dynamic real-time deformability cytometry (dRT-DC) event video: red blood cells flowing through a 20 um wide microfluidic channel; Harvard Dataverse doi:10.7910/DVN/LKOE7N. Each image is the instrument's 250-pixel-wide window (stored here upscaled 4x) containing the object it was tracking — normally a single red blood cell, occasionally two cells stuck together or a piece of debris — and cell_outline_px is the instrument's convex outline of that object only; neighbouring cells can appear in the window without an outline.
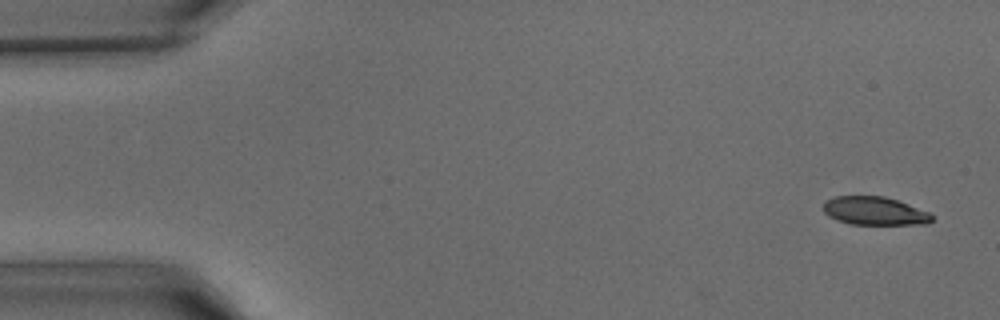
{"species": "common noctule bat (a hibernating species)", "species_latin": "Nyctalus noctula", "temperature_condition": "warm", "stored_images_in_passage": 42, "camera_frame_rate_fps": 3000, "um_per_image_px": 0.085, "animal": {"sex": "male", "body_mass_g": 15.6}, "frame": {"image": 1, "passage_image": 2, "time_ms": 0.333, "image_size_px": [1000, 320], "cell_outline_px": [[932, 220], [928, 224], [848, 224], [836, 220], [828, 216], [824, 212], [824, 200], [836, 196], [884, 196], [932, 212]], "centroid_in_image_um": [74.34, 17.93], "position_along_channel_um": 10.7, "area_um2": 18.03}}
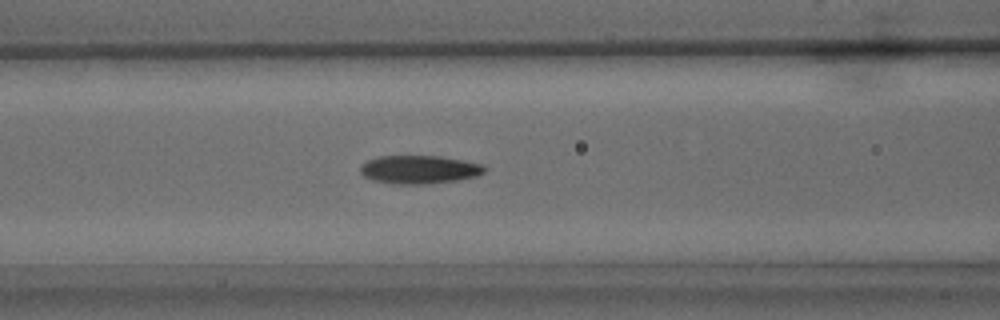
{"frame": {"image": 2, "passage_image": 17, "time_ms": 5.333, "image_size_px": [1000, 320], "cell_outline_px": [[488, 168], [484, 172], [476, 176], [456, 180], [424, 184], [392, 184], [376, 180], [364, 176], [360, 172], [360, 168], [368, 160], [376, 156], [440, 156], [464, 160], [480, 164]], "centroid_in_image_um": [35.65, 14.4], "position_along_channel_um": 131.0, "area_um2": 20.35}}
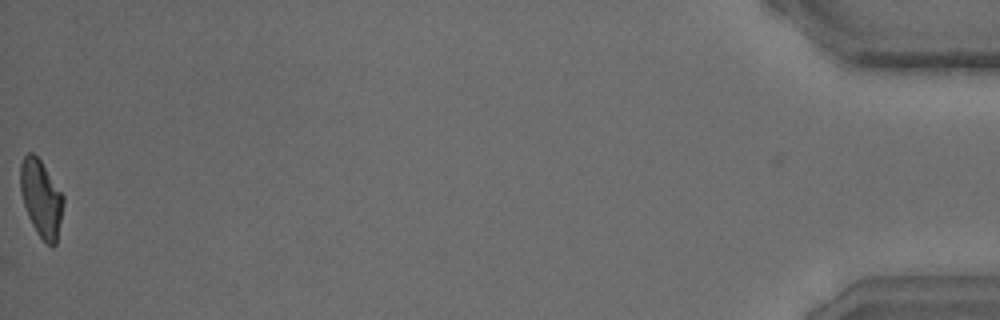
{"frame": {"image": 3, "passage_image": 42, "time_ms": 13.667, "image_size_px": [1000, 320], "cell_outline_px": [[64, 200], [56, 244], [52, 248], [36, 232], [28, 216], [20, 192], [20, 164], [24, 156], [28, 152], [32, 152], [40, 160], [64, 196]], "centroid_in_image_um": [3.49, 16.86], "position_along_channel_um": 431.7, "area_um2": 19.07}}